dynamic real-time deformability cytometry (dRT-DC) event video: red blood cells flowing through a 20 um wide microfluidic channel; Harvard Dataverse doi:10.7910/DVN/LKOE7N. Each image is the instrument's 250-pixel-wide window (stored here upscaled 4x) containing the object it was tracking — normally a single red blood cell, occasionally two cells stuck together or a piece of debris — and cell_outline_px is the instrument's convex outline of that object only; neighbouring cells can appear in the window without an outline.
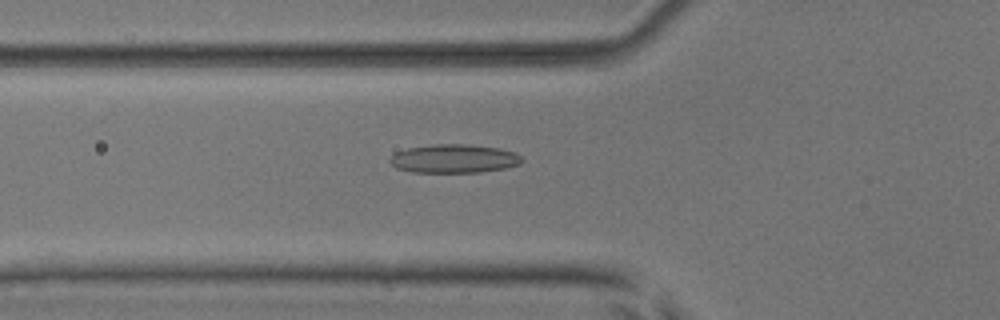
{"species": "common noctule bat (a hibernating species)", "species_latin": "Nyctalus noctula", "temperature_condition": "room temperature", "stored_images_in_passage": 33, "camera_frame_rate_fps": 3000, "um_per_image_px": 0.085, "animal": {"sex": "male", "body_mass_g": 17.9, "forearm_length_mm": 54.2}, "frame": {"image": 1, "passage_image": 16, "time_ms": 5.0, "image_size_px": [1000, 320], "cell_outline_px": [[524, 160], [520, 164], [504, 168], [480, 172], [412, 172], [396, 168], [388, 160], [396, 152], [408, 148], [432, 144], [468, 144], [500, 148], [516, 152]], "centroid_in_image_um": [38.61, 13.48], "position_along_channel_um": 87.2, "area_um2": 22.08}}
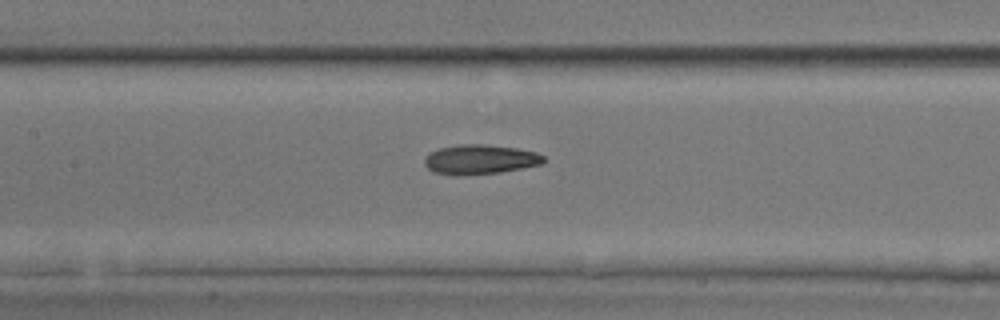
{"frame": {"image": 2, "passage_image": 22, "time_ms": 7.0, "image_size_px": [1000, 320], "cell_outline_px": [[548, 160], [544, 164], [500, 172], [456, 176], [436, 172], [428, 168], [424, 164], [424, 160], [428, 152], [436, 148], [460, 144], [484, 144], [516, 148], [536, 152], [544, 156]], "centroid_in_image_um": [40.81, 13.54], "position_along_channel_um": 166.6, "area_um2": 20.81}}
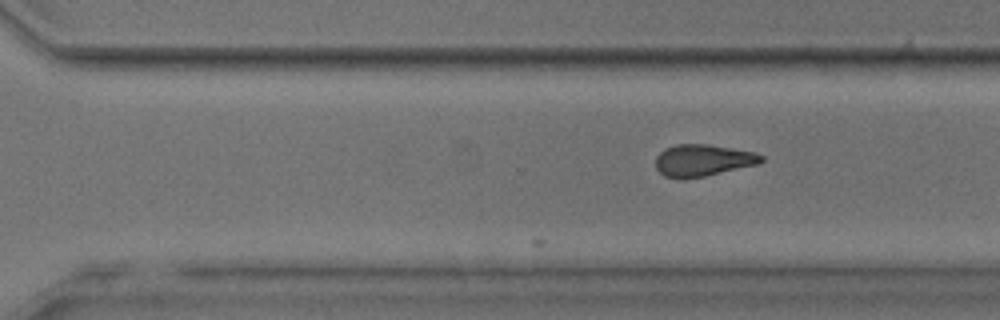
{"frame": {"image": 3, "passage_image": 33, "time_ms": 10.667, "image_size_px": [1000, 320], "cell_outline_px": [[764, 160], [760, 164], [704, 176], [664, 176], [656, 168], [656, 156], [664, 148], [676, 144], [708, 144], [756, 152], [764, 156]], "centroid_in_image_um": [59.8, 13.59], "position_along_channel_um": 310.8, "area_um2": 19.31}}